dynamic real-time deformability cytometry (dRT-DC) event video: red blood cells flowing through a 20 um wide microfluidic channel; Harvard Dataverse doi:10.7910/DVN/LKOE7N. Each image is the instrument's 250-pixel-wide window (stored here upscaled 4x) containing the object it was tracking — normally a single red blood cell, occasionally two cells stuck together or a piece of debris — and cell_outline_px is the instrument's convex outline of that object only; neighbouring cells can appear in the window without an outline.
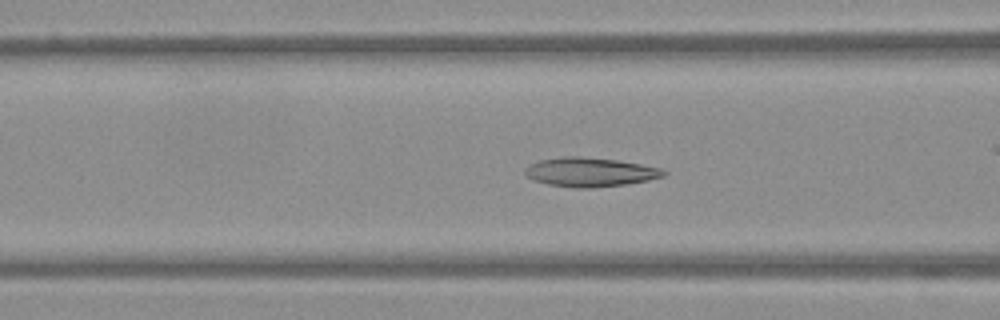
{"species": "Egyptian fruit bat (a non-hibernating species)", "species_latin": "Rousettus aegyptiacus", "temperature_condition": "warm", "stored_images_in_passage": 54, "camera_frame_rate_fps": 3000, "um_per_image_px": 0.085, "frame": {"image": 1, "passage_image": 21, "time_ms": 6.667, "image_size_px": [1000, 320], "cell_outline_px": [[668, 172], [664, 176], [648, 180], [628, 184], [592, 188], [572, 188], [548, 184], [524, 176], [524, 168], [540, 160], [564, 156], [580, 156], [616, 160], [640, 164], [660, 168]], "centroid_in_image_um": [50.15, 14.63], "position_along_channel_um": 116.5, "area_um2": 23.52}}
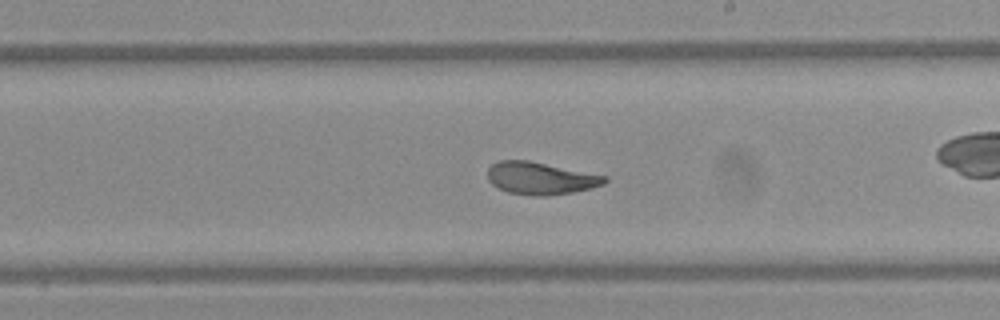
{"frame": {"image": 2, "passage_image": 31, "time_ms": 10.0, "image_size_px": [1000, 320], "cell_outline_px": [[608, 180], [604, 184], [592, 188], [572, 192], [548, 196], [532, 196], [508, 192], [492, 184], [488, 180], [488, 168], [492, 164], [500, 160], [528, 160], [608, 176]], "centroid_in_image_um": [45.96, 15.15], "position_along_channel_um": 243.0, "area_um2": 22.14}}
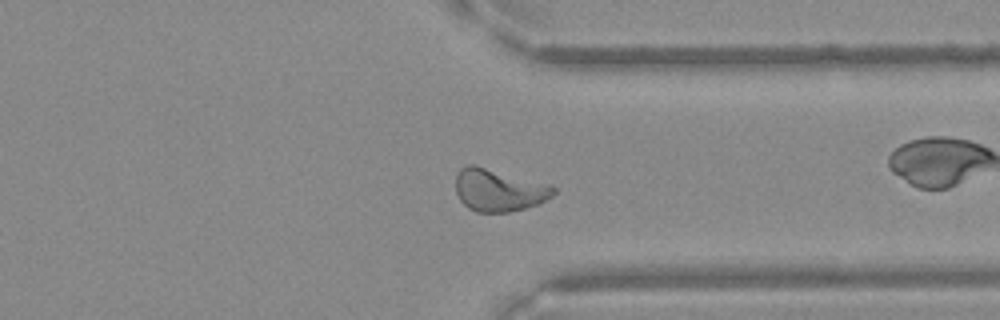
{"frame": {"image": 3, "passage_image": 41, "time_ms": 13.333, "image_size_px": [1000, 320], "cell_outline_px": [[556, 192], [552, 196], [536, 204], [524, 208], [508, 212], [476, 212], [468, 208], [460, 200], [456, 192], [456, 172], [460, 168], [468, 164], [476, 164], [556, 188]], "centroid_in_image_um": [42.3, 16.16], "position_along_channel_um": 369.1, "area_um2": 23.76}}